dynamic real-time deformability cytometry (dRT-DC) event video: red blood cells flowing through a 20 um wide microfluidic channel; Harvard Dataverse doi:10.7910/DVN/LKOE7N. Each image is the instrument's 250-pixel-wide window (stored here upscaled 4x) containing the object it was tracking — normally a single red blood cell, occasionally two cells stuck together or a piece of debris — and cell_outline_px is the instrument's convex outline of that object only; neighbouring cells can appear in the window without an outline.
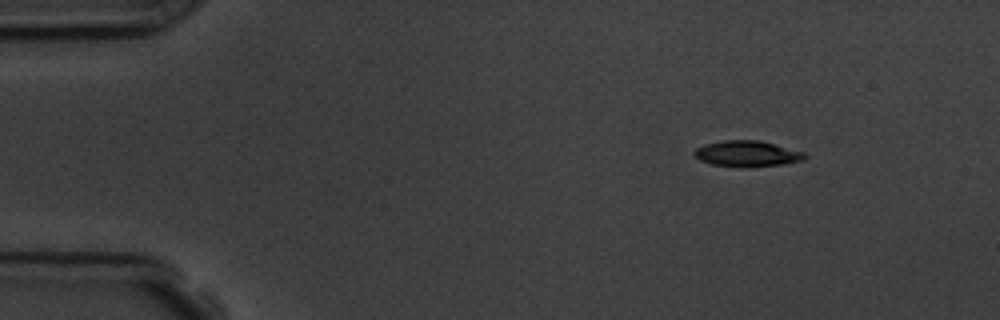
{"species": "common noctule bat (a hibernating species)", "species_latin": "Nyctalus noctula", "temperature_condition": "room temperature", "stored_images_in_passage": 3, "camera_frame_rate_fps": 3000, "um_per_image_px": 0.085, "animal": {"sex": "male", "body_mass_g": 19.5, "forearm_length_mm": 54.6}, "frame": {"image": 1, "passage_image": 1, "time_ms": 0.0, "image_size_px": [1000, 320], "cell_outline_px": [[808, 156], [804, 160], [784, 164], [744, 168], [712, 164], [700, 160], [692, 152], [696, 148], [704, 144], [720, 140], [760, 140], [804, 152]], "centroid_in_image_um": [63.51, 13.06], "position_along_channel_um": 21.5, "area_um2": 16.88}}